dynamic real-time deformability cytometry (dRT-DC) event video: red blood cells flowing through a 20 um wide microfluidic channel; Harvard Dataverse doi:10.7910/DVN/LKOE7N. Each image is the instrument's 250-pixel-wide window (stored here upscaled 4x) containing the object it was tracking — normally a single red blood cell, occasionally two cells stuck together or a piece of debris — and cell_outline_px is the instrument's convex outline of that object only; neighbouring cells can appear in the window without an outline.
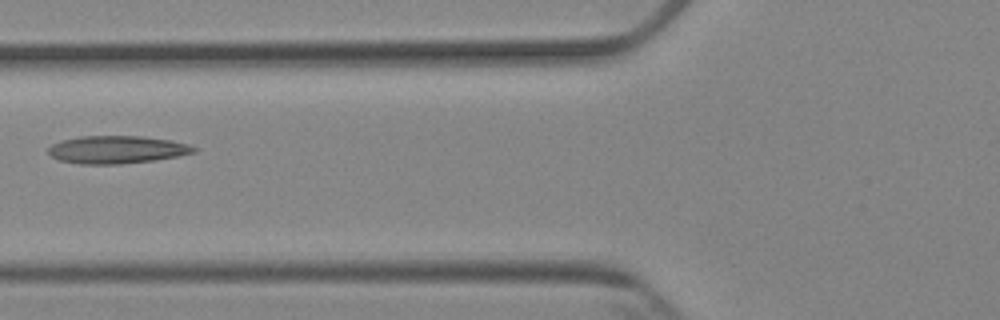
{"species": "Egyptian fruit bat (a non-hibernating species)", "species_latin": "Rousettus aegyptiacus", "temperature_condition": "cold", "stored_images_in_passage": 5, "camera_frame_rate_fps": 3000, "um_per_image_px": 0.085, "animal": {"sex": "female"}, "frame": {"image": 1, "passage_image": 4, "time_ms": 3.667, "image_size_px": [1000, 320], "cell_outline_px": [[196, 152], [180, 156], [156, 160], [120, 164], [80, 164], [60, 160], [52, 156], [48, 152], [48, 148], [52, 144], [60, 140], [80, 136], [140, 136], [172, 140], [188, 144], [196, 148]], "centroid_in_image_um": [9.95, 12.72], "position_along_channel_um": 115.9, "area_um2": 23.64}}
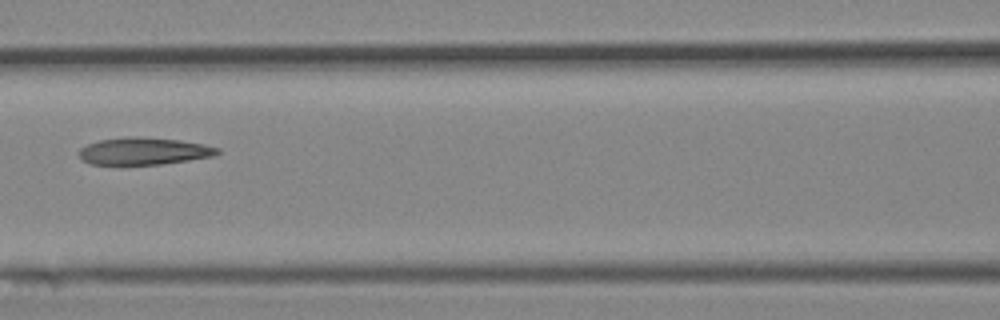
{"frame": {"image": 2, "passage_image": 5, "time_ms": 4.667, "image_size_px": [1000, 320], "cell_outline_px": [[220, 152], [212, 156], [188, 160], [160, 164], [88, 164], [80, 156], [80, 148], [88, 144], [100, 140], [128, 136], [136, 136], [180, 140], [204, 144], [220, 148]], "centroid_in_image_um": [12.24, 12.83], "position_along_channel_um": 154.4, "area_um2": 21.73}}